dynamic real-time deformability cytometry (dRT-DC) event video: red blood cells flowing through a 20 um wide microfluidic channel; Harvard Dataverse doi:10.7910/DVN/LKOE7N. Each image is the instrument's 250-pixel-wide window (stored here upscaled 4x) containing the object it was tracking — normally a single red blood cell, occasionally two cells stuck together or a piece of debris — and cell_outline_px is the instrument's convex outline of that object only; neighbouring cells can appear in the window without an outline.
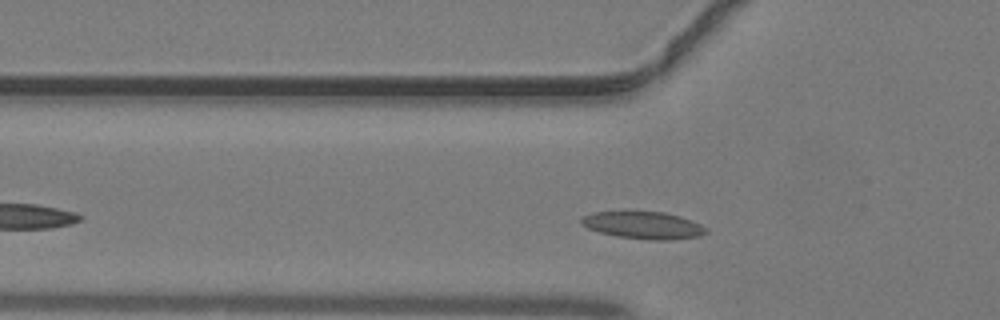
{"species": "common noctule bat (a hibernating species)", "species_latin": "Nyctalus noctula", "temperature_condition": "warm", "stored_images_in_passage": 27, "camera_frame_rate_fps": 3000, "um_per_image_px": 0.085, "animal": {"sex": "male", "body_mass_g": 19.2, "forearm_length_mm": 51.8}, "frame": {"image": 1, "passage_image": 3, "time_ms": 0.667, "image_size_px": [1000, 320], "cell_outline_px": [[708, 232], [700, 236], [672, 240], [648, 240], [616, 236], [600, 232], [588, 228], [580, 224], [580, 220], [584, 216], [592, 212], [664, 212], [680, 216], [692, 220], [700, 224]], "centroid_in_image_um": [54.69, 19.15], "position_along_channel_um": 71.1, "area_um2": 19.77}}
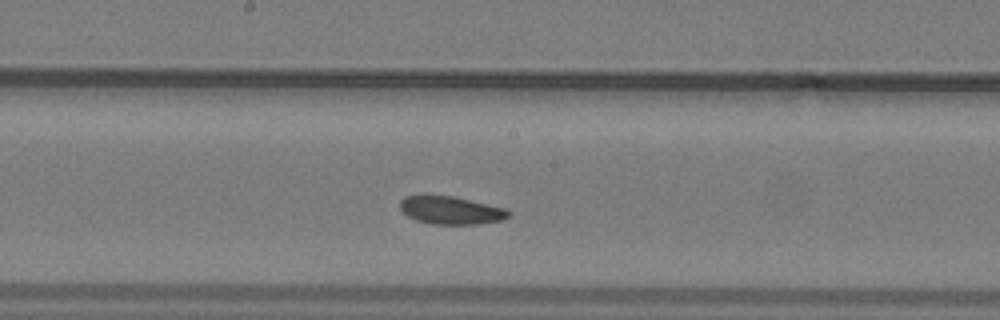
{"frame": {"image": 2, "passage_image": 12, "time_ms": 3.667, "image_size_px": [1000, 320], "cell_outline_px": [[512, 212], [508, 216], [500, 220], [476, 224], [432, 224], [416, 220], [408, 216], [400, 208], [400, 200], [404, 196], [452, 196], [508, 208]], "centroid_in_image_um": [38.35, 17.87], "position_along_channel_um": 209.9, "area_um2": 17.51}}
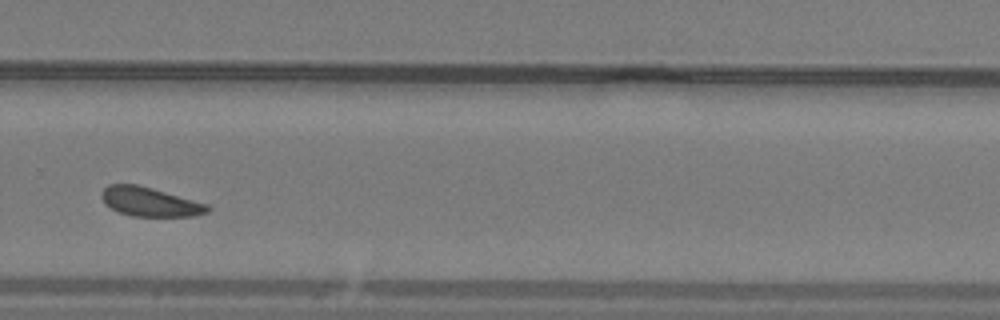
{"frame": {"image": 3, "passage_image": 19, "time_ms": 6.0, "image_size_px": [1000, 320], "cell_outline_px": [[212, 208], [208, 212], [196, 216], [132, 216], [120, 212], [104, 204], [100, 196], [100, 192], [108, 184], [136, 184], [152, 188], [208, 204]], "centroid_in_image_um": [12.73, 17.15], "position_along_channel_um": 317.1, "area_um2": 18.03}}